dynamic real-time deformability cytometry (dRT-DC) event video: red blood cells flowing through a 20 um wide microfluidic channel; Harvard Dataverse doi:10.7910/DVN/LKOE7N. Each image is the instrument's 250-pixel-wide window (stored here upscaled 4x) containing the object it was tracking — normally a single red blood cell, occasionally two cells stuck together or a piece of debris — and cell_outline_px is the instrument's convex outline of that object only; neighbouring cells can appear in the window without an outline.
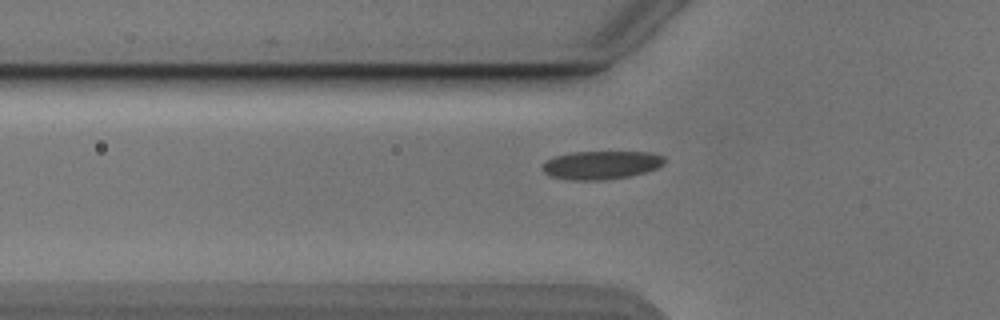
{"species": "Egyptian fruit bat (a non-hibernating species)", "species_latin": "Rousettus aegyptiacus", "temperature_condition": "cold", "stored_images_in_passage": 38, "camera_frame_rate_fps": 3000, "um_per_image_px": 0.085, "animal": {"sex": "male"}, "frame": {"image": 1, "passage_image": 8, "time_ms": 2.333, "image_size_px": [1000, 320], "cell_outline_px": [[664, 164], [656, 168], [644, 172], [628, 176], [600, 180], [572, 180], [548, 176], [544, 172], [544, 164], [548, 160], [556, 156], [572, 152], [652, 152], [664, 156]], "centroid_in_image_um": [51.12, 14.02], "position_along_channel_um": 74.7, "area_um2": 19.94}}
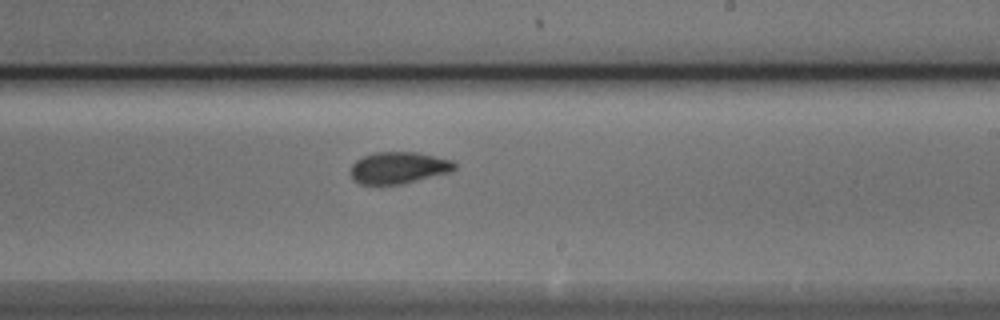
{"frame": {"image": 2, "passage_image": 22, "time_ms": 7.0, "image_size_px": [1000, 320], "cell_outline_px": [[456, 168], [448, 172], [404, 184], [360, 184], [352, 180], [352, 164], [356, 160], [364, 156], [376, 152], [416, 152], [452, 160], [456, 164]], "centroid_in_image_um": [33.87, 14.26], "position_along_channel_um": 255.1, "area_um2": 19.07}}
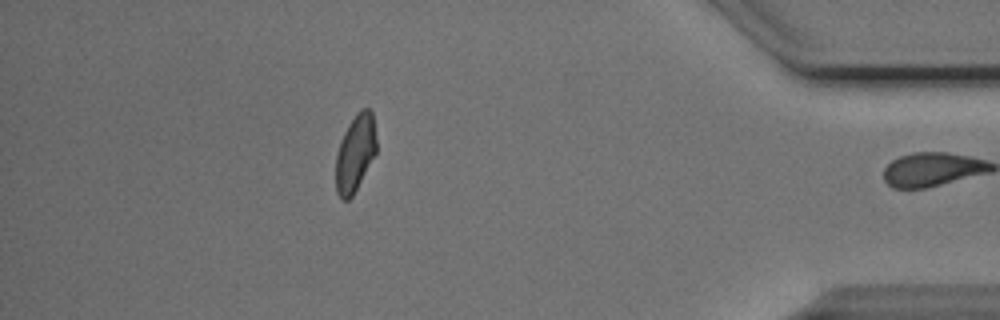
{"frame": {"image": 3, "passage_image": 37, "time_ms": 12.0, "image_size_px": [1000, 320], "cell_outline_px": [[376, 152], [352, 196], [348, 200], [344, 200], [336, 192], [336, 156], [340, 140], [348, 124], [356, 112], [360, 108], [368, 108], [372, 112], [376, 140]], "centroid_in_image_um": [30.18, 12.98], "position_along_channel_um": 405.0, "area_um2": 18.03}, "authors_computed_cell_mechanics": {"area_um2": 19.6231, "velocity_mm_per_s": 3.8632, "shape_relaxation_time_tau1_ms": 3.0682, "shape_relaxation_time_tau2_ms": 1.6597, "deformation_change_tau1": 0.1068, "deformation_change_tau2": 0.0454}}